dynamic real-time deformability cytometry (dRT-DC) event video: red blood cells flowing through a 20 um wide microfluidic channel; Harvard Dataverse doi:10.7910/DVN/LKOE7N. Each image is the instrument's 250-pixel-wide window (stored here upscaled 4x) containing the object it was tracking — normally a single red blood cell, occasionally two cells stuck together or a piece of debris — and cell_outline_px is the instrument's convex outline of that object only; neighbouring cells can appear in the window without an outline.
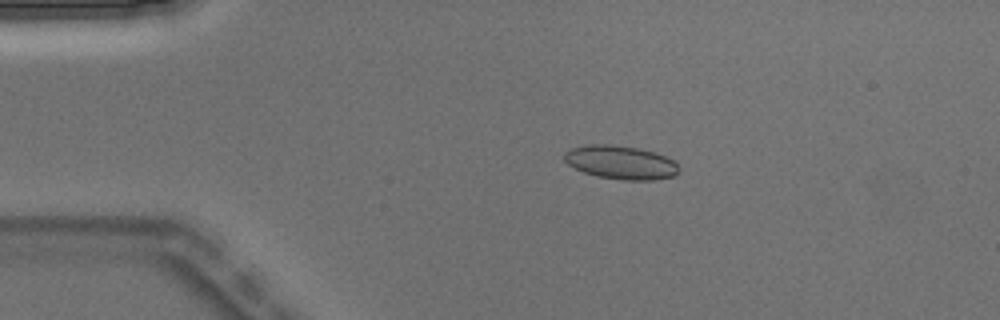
{"species": "Egyptian fruit bat (a non-hibernating species)", "species_latin": "Rousettus aegyptiacus", "temperature_condition": "warm", "stored_images_in_passage": 4, "camera_frame_rate_fps": 3000, "um_per_image_px": 0.085, "animal": {"sex": "male"}, "frame": {"image": 1, "passage_image": 3, "time_ms": 0.667, "image_size_px": [1000, 320], "cell_outline_px": [[680, 172], [676, 176], [656, 180], [624, 180], [596, 176], [584, 172], [568, 164], [564, 160], [564, 152], [572, 148], [588, 144], [612, 144], [636, 148], [656, 152], [676, 160], [680, 168]], "centroid_in_image_um": [52.83, 13.81], "position_along_channel_um": 32.2, "area_um2": 22.77}}